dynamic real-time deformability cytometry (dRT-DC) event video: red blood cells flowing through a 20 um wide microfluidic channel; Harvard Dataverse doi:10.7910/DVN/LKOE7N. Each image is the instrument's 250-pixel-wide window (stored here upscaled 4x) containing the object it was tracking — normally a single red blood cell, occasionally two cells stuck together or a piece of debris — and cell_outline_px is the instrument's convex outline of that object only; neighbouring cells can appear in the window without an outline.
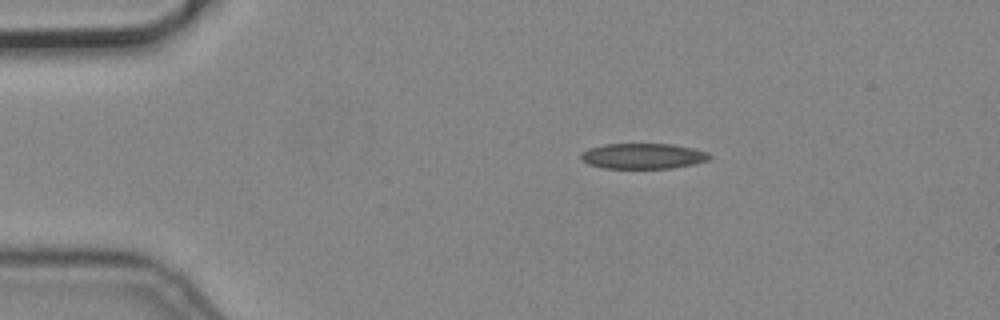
{"species": "common noctule bat (a hibernating species)", "species_latin": "Nyctalus noctula", "temperature_condition": "cold", "stored_images_in_passage": 2, "camera_frame_rate_fps": 3000, "um_per_image_px": 0.085, "animal": {"sex": "male", "body_mass_g": 19.2, "forearm_length_mm": 51.8}, "frame": {"image": 1, "passage_image": 1, "time_ms": 0.0, "image_size_px": [1000, 320], "cell_outline_px": [[712, 156], [708, 160], [696, 164], [672, 168], [604, 168], [588, 164], [580, 160], [580, 156], [588, 148], [604, 144], [672, 144], [692, 148], [708, 152]], "centroid_in_image_um": [54.66, 13.27], "position_along_channel_um": 30.3, "area_um2": 19.19}}